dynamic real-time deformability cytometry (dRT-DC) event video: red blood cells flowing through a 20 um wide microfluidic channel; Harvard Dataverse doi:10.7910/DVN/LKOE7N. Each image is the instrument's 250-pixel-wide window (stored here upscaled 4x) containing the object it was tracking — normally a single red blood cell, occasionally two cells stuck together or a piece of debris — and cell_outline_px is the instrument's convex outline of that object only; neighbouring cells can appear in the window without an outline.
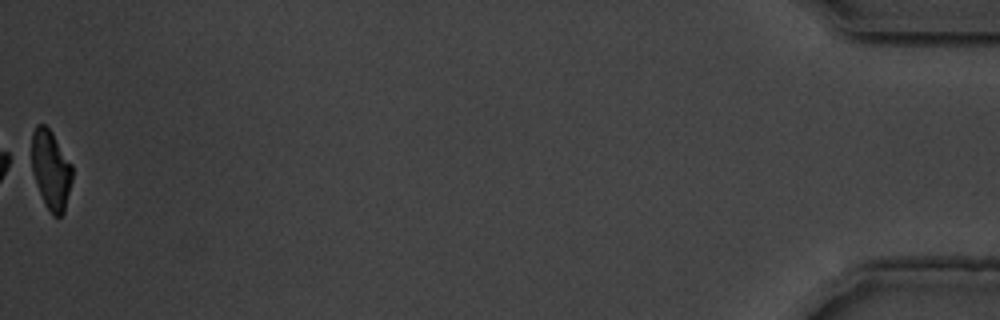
{"species": "common noctule bat (a hibernating species)", "species_latin": "Nyctalus noctula", "temperature_condition": "warm", "stored_images_in_passage": 55, "camera_frame_rate_fps": 3000, "um_per_image_px": 0.085, "animal": {"sex": "male", "body_mass_g": 19.5, "forearm_length_mm": 54.6}, "frame": {"image": 1, "passage_image": 55, "time_ms": 18.0, "image_size_px": [1000, 320], "cell_outline_px": [[72, 180], [64, 212], [60, 216], [52, 216], [44, 204], [36, 184], [32, 172], [32, 132], [36, 124], [44, 124], [52, 132], [72, 164]], "centroid_in_image_um": [4.32, 14.44], "position_along_channel_um": 430.9, "area_um2": 18.84}, "authors_computed_cell_mechanics": {"area_um2": 21.4438, "velocity_mm_per_s": 3.6543, "shape_relaxation_time_tau1_ms": 4.3472, "shape_relaxation_time_tau2_ms": 2.2627, "deformation_change_tau1": 0.1859, "deformation_change_tau2": 0.0931}}